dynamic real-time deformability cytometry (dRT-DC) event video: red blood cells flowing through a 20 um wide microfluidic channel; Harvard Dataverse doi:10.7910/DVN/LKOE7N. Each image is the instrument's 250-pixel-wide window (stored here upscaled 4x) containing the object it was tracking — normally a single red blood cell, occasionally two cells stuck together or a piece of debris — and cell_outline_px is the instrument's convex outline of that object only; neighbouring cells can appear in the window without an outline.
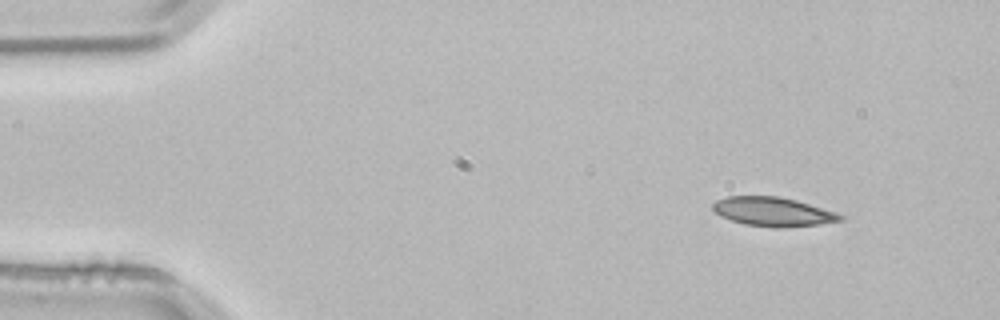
{"species": "common noctule bat (a hibernating species)", "species_latin": "Nyctalus noctula", "temperature_condition": "room temperature", "stored_images_in_passage": 3, "camera_frame_rate_fps": 3000, "um_per_image_px": 0.085, "animal": {"sex": "male", "body_mass_g": 21.5, "forearm_length_mm": 52.0}, "frame": {"image": 1, "passage_image": 2, "time_ms": 0.333, "image_size_px": [1000, 320], "cell_outline_px": [[844, 220], [816, 224], [776, 228], [772, 228], [744, 224], [720, 216], [712, 208], [712, 204], [716, 200], [728, 196], [776, 196], [796, 200], [836, 212], [844, 216]], "centroid_in_image_um": [65.68, 17.99], "position_along_channel_um": 19.3, "area_um2": 21.44}}